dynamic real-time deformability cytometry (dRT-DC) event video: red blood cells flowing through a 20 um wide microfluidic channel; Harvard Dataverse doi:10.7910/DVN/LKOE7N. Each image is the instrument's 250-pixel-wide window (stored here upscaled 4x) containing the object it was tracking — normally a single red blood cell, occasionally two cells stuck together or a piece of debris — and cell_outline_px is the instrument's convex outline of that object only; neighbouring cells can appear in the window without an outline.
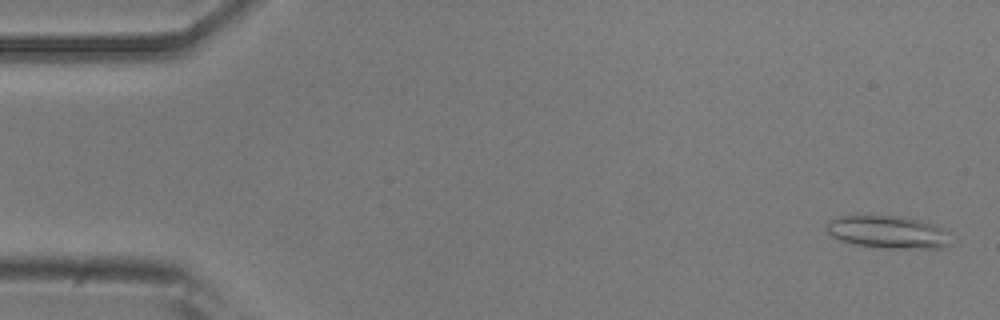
{"species": "common noctule bat (a hibernating species)", "species_latin": "Nyctalus noctula", "temperature_condition": "room temperature", "stored_images_in_passage": 54, "segment_of_instrument_passage": [1, 2], "camera_frame_rate_fps": 3000, "um_per_image_px": 0.085, "animal": {"sex": "male", "body_mass_g": 20.5, "forearm_length_mm": 52.5}, "frame": {"image": 1, "passage_image": 2, "time_ms": 0.333, "image_size_px": [1000, 320], "cell_outline_px": [[948, 244], [944, 248], [880, 248], [856, 244], [840, 240], [832, 236], [828, 232], [828, 220], [840, 216], [908, 216], [932, 224], [940, 228]], "centroid_in_image_um": [75.4, 19.72], "position_along_channel_um": 9.6, "area_um2": 23.06}}
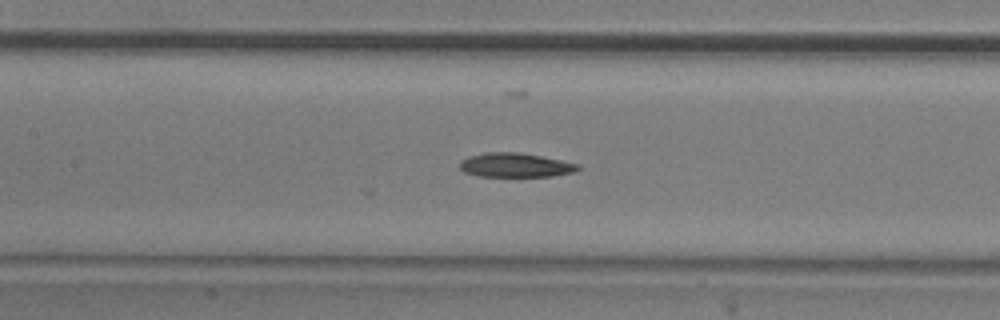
{"frame": {"image": 2, "passage_image": 24, "time_ms": 7.667, "image_size_px": [1000, 320], "cell_outline_px": [[580, 168], [576, 172], [552, 176], [480, 176], [464, 172], [460, 168], [460, 160], [468, 156], [484, 152], [520, 152], [580, 164]], "centroid_in_image_um": [43.8, 14.03], "position_along_channel_um": 163.6, "area_um2": 16.7}}
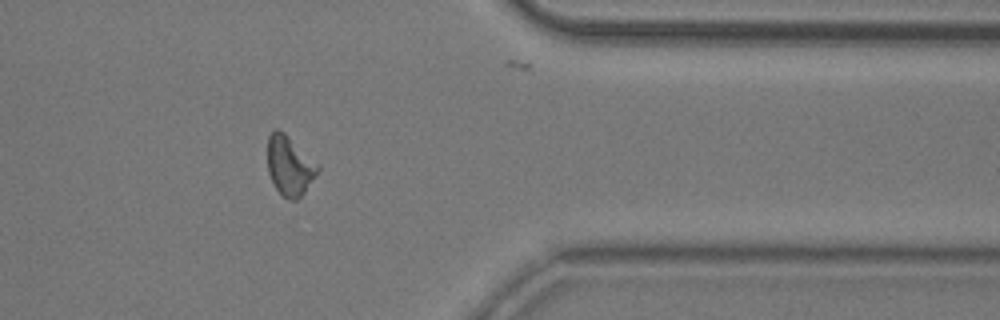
{"frame": {"image": 3, "passage_image": 43, "time_ms": 14.0, "image_size_px": [1000, 320], "cell_outline_px": [[320, 168], [304, 192], [296, 200], [288, 200], [276, 188], [268, 172], [268, 136], [276, 128], [284, 132], [320, 164]], "centroid_in_image_um": [24.63, 14.06], "position_along_channel_um": 386.8, "area_um2": 17.28}}